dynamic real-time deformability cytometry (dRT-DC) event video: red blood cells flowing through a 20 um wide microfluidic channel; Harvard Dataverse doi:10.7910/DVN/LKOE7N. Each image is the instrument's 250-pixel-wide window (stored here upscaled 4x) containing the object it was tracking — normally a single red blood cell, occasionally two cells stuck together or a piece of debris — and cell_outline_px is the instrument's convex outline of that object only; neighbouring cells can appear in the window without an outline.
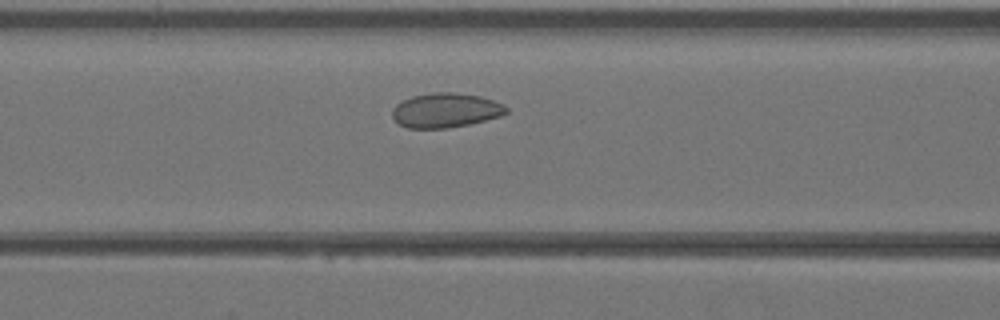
{"species": "Egyptian fruit bat (a non-hibernating species)", "species_latin": "Rousettus aegyptiacus", "temperature_condition": "warm", "stored_images_in_passage": 34, "camera_frame_rate_fps": 3000, "um_per_image_px": 0.085, "animal": {"sex": "female"}, "frame": {"image": 1, "passage_image": 10, "time_ms": 3.0, "image_size_px": [1000, 320], "cell_outline_px": [[508, 112], [500, 116], [468, 124], [448, 128], [408, 128], [400, 124], [392, 116], [392, 108], [396, 104], [412, 96], [436, 92], [452, 92], [480, 96], [504, 104], [508, 108]], "centroid_in_image_um": [37.88, 9.37], "position_along_channel_um": 128.7, "area_um2": 22.77}}
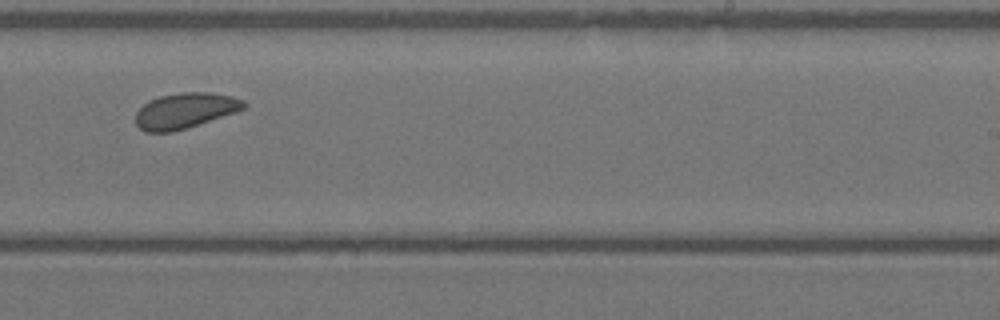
{"frame": {"image": 2, "passage_image": 19, "time_ms": 6.0, "image_size_px": [1000, 320], "cell_outline_px": [[248, 104], [244, 108], [236, 112], [188, 128], [172, 132], [144, 132], [136, 124], [136, 112], [148, 100], [160, 96], [180, 92], [212, 92], [232, 96], [244, 100]], "centroid_in_image_um": [15.74, 9.4], "position_along_channel_um": 273.3, "area_um2": 22.6}}
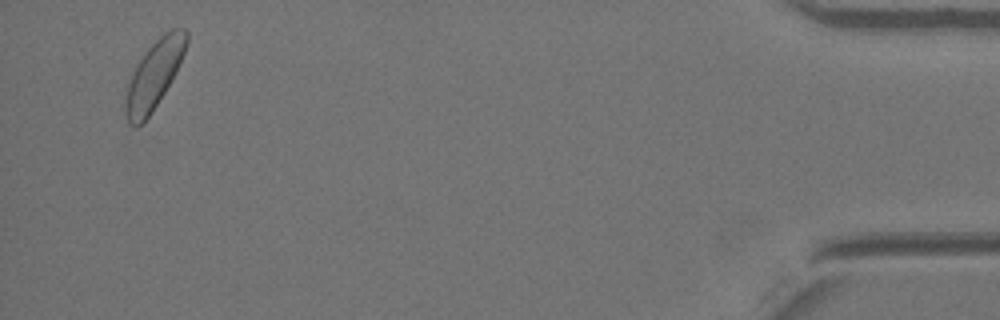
{"frame": {"image": 3, "passage_image": 33, "time_ms": 10.667, "image_size_px": [1000, 320], "cell_outline_px": [[188, 40], [184, 52], [176, 72], [152, 112], [144, 124], [136, 128], [132, 128], [128, 124], [124, 112], [124, 96], [132, 72], [144, 52], [164, 32], [172, 28], [184, 28], [188, 32]], "centroid_in_image_um": [13.05, 6.42], "position_along_channel_um": 422.1, "area_um2": 24.39}}